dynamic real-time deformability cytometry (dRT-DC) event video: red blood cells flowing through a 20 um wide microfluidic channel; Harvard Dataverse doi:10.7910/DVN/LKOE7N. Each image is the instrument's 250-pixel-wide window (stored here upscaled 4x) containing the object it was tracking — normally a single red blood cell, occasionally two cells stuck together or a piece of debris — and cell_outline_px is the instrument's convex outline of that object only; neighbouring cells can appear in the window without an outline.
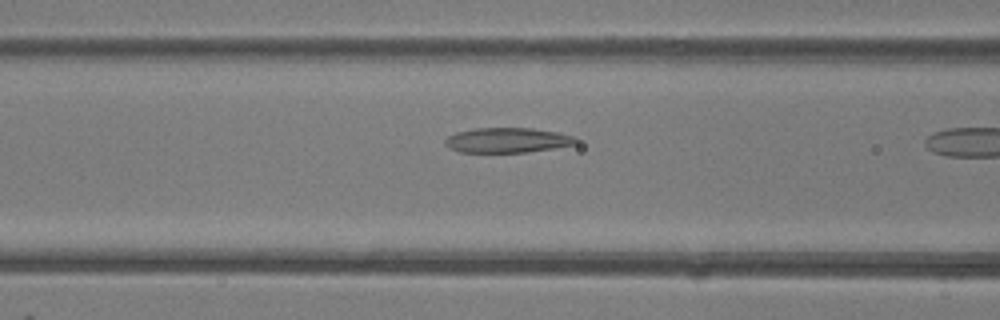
{"species": "common noctule bat (a hibernating species)", "species_latin": "Nyctalus noctula", "temperature_condition": "room temperature", "stored_images_in_passage": 10, "camera_frame_rate_fps": 3000, "um_per_image_px": 0.085, "animal": {"sex": "female"}, "frame": {"image": 1, "passage_image": 9, "time_ms": 2.667, "image_size_px": [1000, 320], "cell_outline_px": [[580, 140], [576, 144], [528, 152], [460, 152], [448, 148], [444, 144], [444, 140], [448, 136], [456, 132], [476, 128], [532, 128], [556, 132], [572, 136]], "centroid_in_image_um": [43.09, 11.92], "position_along_channel_um": 123.5, "area_um2": 19.02}}